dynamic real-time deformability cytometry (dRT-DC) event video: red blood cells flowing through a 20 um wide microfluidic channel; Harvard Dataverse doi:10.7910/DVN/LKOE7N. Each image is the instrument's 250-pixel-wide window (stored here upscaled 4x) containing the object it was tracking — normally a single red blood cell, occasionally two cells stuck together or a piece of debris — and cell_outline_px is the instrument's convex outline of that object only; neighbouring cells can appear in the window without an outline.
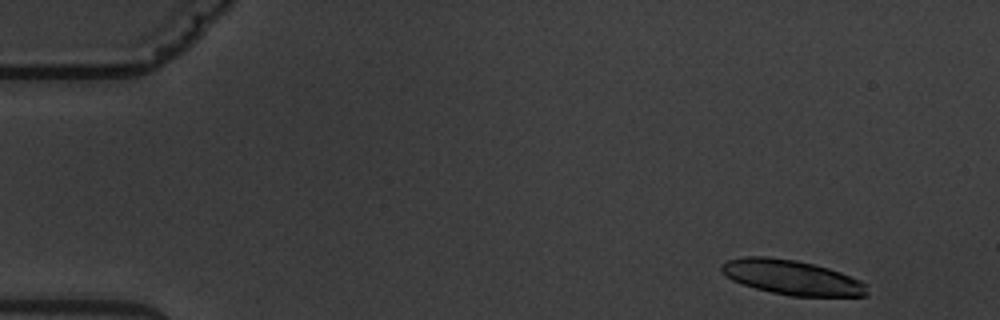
{"species": "common noctule bat (a hibernating species)", "species_latin": "Nyctalus noctula", "temperature_condition": "warm", "stored_images_in_passage": 6, "camera_frame_rate_fps": 3000, "um_per_image_px": 0.085, "animal": {"sex": "male", "body_mass_g": 19.5, "forearm_length_mm": 54.6}, "frame": {"image": 1, "passage_image": 1, "time_ms": 0.0, "image_size_px": [1000, 320], "cell_outline_px": [[868, 296], [788, 296], [756, 288], [732, 280], [720, 268], [720, 264], [728, 260], [744, 256], [764, 256], [796, 260], [828, 268], [840, 272], [860, 280], [868, 284]], "centroid_in_image_um": [67.34, 23.58], "position_along_channel_um": 17.7, "area_um2": 29.36}}